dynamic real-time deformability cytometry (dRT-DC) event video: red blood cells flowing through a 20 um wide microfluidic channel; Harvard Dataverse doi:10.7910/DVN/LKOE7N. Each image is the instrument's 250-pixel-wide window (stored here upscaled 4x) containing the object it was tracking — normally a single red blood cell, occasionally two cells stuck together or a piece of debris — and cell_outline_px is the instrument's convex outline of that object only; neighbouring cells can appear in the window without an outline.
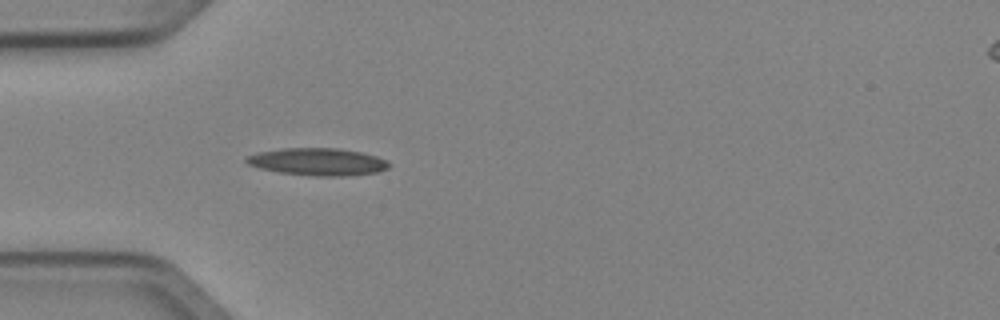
{"species": "Egyptian fruit bat (a non-hibernating species)", "species_latin": "Rousettus aegyptiacus", "temperature_condition": "cold", "stored_images_in_passage": 2, "camera_frame_rate_fps": 3000, "um_per_image_px": 0.085, "animal": {"sex": "female"}, "frame": {"image": 1, "passage_image": 2, "time_ms": 0.333, "image_size_px": [1000, 320], "cell_outline_px": [[392, 164], [388, 168], [376, 172], [344, 176], [316, 176], [280, 172], [260, 168], [248, 164], [244, 160], [248, 156], [260, 152], [284, 148], [336, 148], [360, 152], [376, 156], [388, 160]], "centroid_in_image_um": [27.05, 13.75], "position_along_channel_um": 58.0, "area_um2": 22.54}}